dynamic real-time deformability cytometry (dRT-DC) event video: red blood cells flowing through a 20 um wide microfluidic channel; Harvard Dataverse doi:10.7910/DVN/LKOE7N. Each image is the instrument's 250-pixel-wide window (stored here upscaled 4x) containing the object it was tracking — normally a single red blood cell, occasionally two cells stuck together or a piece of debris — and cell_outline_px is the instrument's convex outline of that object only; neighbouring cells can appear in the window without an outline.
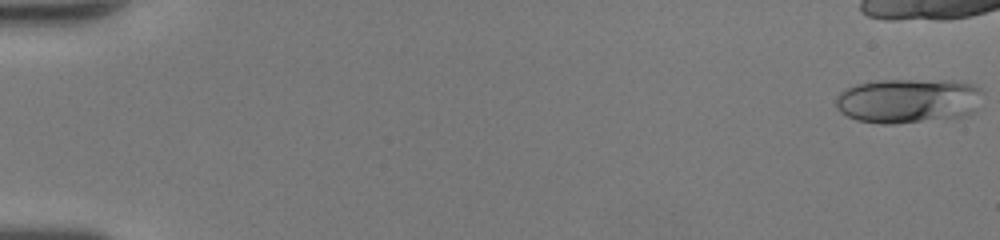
{"species": "human", "species_latin": "Homo sapiens", "temperature_condition": "room temperature", "stored_images_in_passage": 42, "camera_frame_rate_fps": 3000, "um_per_image_px": 0.085, "donor": {"sex": "female"}, "frame": {"image": 1, "passage_image": 1, "time_ms": 0.0, "image_size_px": [1000, 240], "cell_outline_px": [[984, 92], [940, 116], [920, 120], [892, 124], [880, 124], [856, 120], [840, 112], [836, 104], [836, 96], [844, 88], [856, 84], [880, 80], [952, 80], [972, 84], [980, 88]], "centroid_in_image_um": [76.79, 8.48], "position_along_channel_um": 8.2, "area_um2": 35.2}}
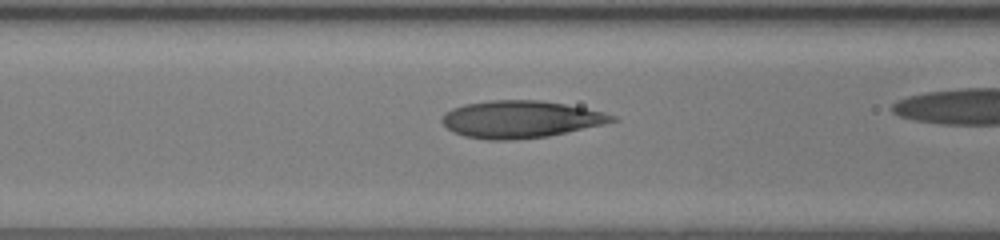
{"frame": {"image": 2, "passage_image": 23, "time_ms": 7.333, "image_size_px": [1000, 240], "cell_outline_px": [[616, 120], [604, 124], [548, 136], [512, 140], [488, 140], [464, 136], [452, 132], [440, 120], [444, 112], [452, 108], [464, 104], [492, 100], [540, 100], [564, 104], [604, 112], [616, 116]], "centroid_in_image_um": [44.2, 10.14], "position_along_channel_um": 122.4, "area_um2": 36.82}}
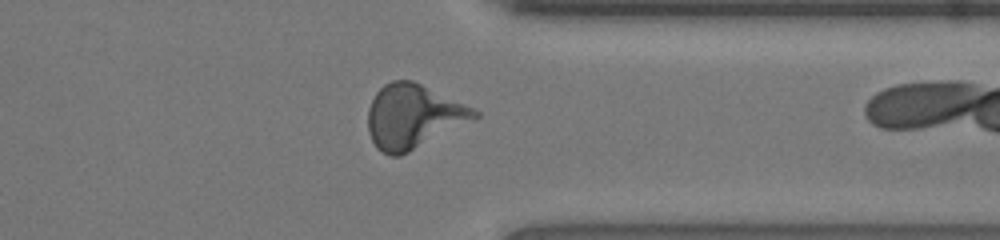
{"frame": {"image": 3, "passage_image": 41, "time_ms": 13.333, "image_size_px": [1000, 240], "cell_outline_px": [[480, 116], [400, 156], [388, 156], [376, 148], [368, 132], [368, 108], [376, 92], [384, 84], [392, 80], [412, 80], [472, 108], [480, 112]], "centroid_in_image_um": [35.06, 9.9], "position_along_channel_um": 376.3, "area_um2": 39.13}}